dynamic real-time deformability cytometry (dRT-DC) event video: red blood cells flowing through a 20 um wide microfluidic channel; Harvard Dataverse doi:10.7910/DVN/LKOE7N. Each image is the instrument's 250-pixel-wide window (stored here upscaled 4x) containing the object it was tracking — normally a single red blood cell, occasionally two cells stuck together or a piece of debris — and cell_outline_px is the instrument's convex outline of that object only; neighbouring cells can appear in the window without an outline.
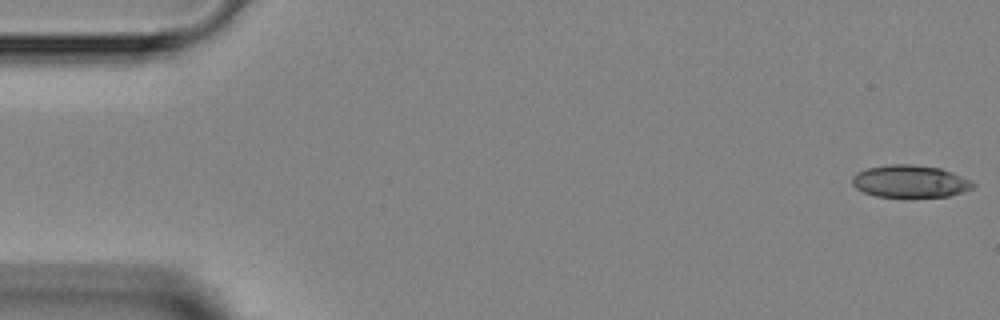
{"species": "Egyptian fruit bat (a non-hibernating species)", "species_latin": "Rousettus aegyptiacus", "temperature_condition": "room temperature", "stored_images_in_passage": 7, "camera_frame_rate_fps": 3000, "um_per_image_px": 0.085, "animal": {"sex": "female"}, "frame": {"image": 1, "passage_image": 1, "time_ms": 0.0, "image_size_px": [1000, 320], "cell_outline_px": [[976, 184], [972, 188], [948, 196], [876, 196], [864, 192], [856, 188], [852, 184], [852, 176], [856, 172], [868, 168], [888, 164], [912, 164], [940, 168], [952, 172], [972, 180]], "centroid_in_image_um": [77.34, 15.39], "position_along_channel_um": 7.7, "area_um2": 22.6}}
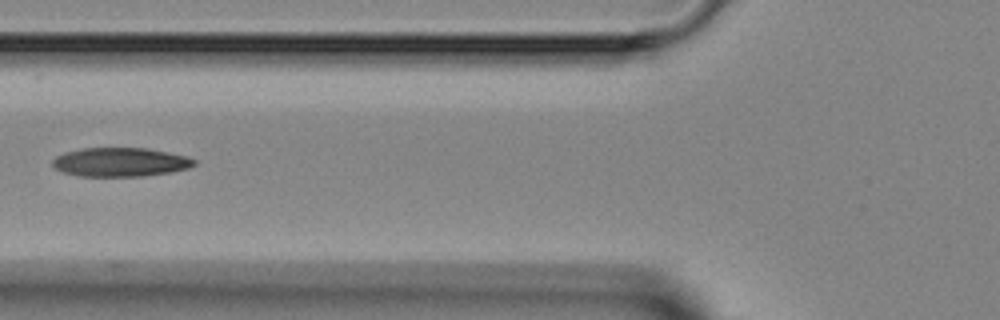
{"frame": {"image": 2, "passage_image": 6, "time_ms": 5.667, "image_size_px": [1000, 320], "cell_outline_px": [[196, 164], [188, 168], [172, 172], [144, 176], [80, 176], [64, 172], [56, 168], [52, 164], [52, 160], [56, 156], [64, 152], [84, 148], [148, 148], [188, 156], [196, 160]], "centroid_in_image_um": [10.26, 13.77], "position_along_channel_um": 115.5, "area_um2": 23.93}}
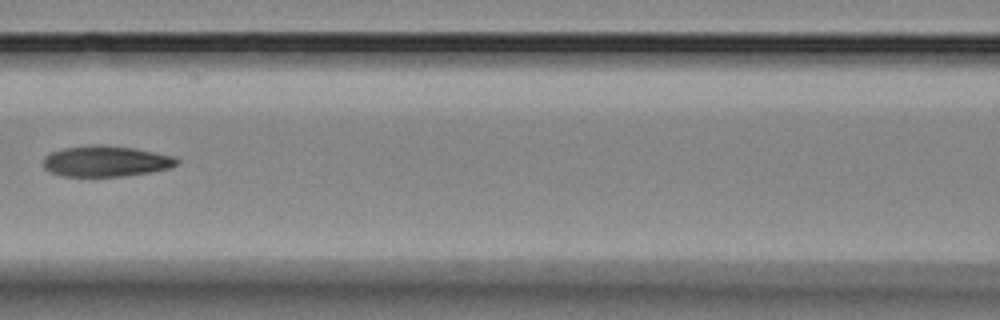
{"frame": {"image": 3, "passage_image": 7, "time_ms": 6.667, "image_size_px": [1000, 320], "cell_outline_px": [[180, 160], [176, 164], [168, 168], [152, 172], [128, 176], [60, 176], [48, 172], [44, 168], [44, 156], [52, 152], [64, 148], [92, 144], [100, 144], [132, 148], [176, 156]], "centroid_in_image_um": [8.99, 13.71], "position_along_channel_um": 157.6, "area_um2": 24.16}}